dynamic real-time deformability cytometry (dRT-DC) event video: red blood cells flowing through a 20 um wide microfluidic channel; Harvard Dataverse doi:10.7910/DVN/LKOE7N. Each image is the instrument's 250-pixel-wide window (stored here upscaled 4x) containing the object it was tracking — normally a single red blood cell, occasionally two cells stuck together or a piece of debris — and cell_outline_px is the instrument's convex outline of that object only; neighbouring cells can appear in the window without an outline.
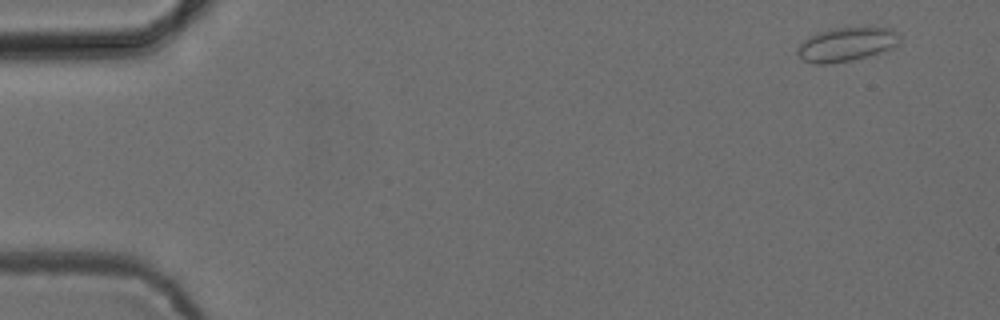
{"species": "common noctule bat (a hibernating species)", "species_latin": "Nyctalus noctula", "temperature_condition": "cold", "stored_images_in_passage": 45, "camera_frame_rate_fps": 3000, "um_per_image_px": 0.085, "animal": {"sex": "female", "body_mass_g": 24.6, "forearm_length_mm": 56.2}, "frame": {"image": 1, "passage_image": 1, "time_ms": 0.0, "image_size_px": [1000, 320], "cell_outline_px": [[900, 40], [896, 48], [852, 60], [828, 64], [812, 64], [804, 60], [796, 52], [796, 48], [804, 40], [816, 32], [828, 28], [892, 28], [900, 32]], "centroid_in_image_um": [71.97, 3.77], "position_along_channel_um": 13.0, "area_um2": 20.46}}
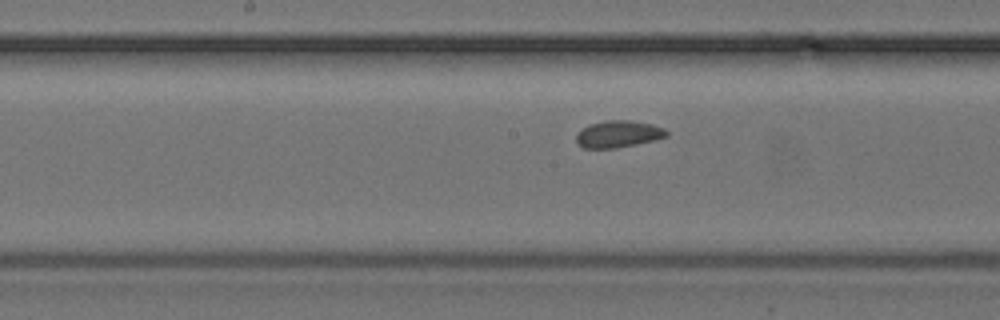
{"frame": {"image": 2, "passage_image": 25, "time_ms": 8.0, "image_size_px": [1000, 320], "cell_outline_px": [[668, 136], [656, 140], [616, 148], [584, 148], [576, 144], [576, 136], [588, 124], [604, 120], [632, 120], [652, 124], [664, 128], [668, 132]], "centroid_in_image_um": [52.57, 11.39], "position_along_channel_um": 195.6, "area_um2": 14.28}}
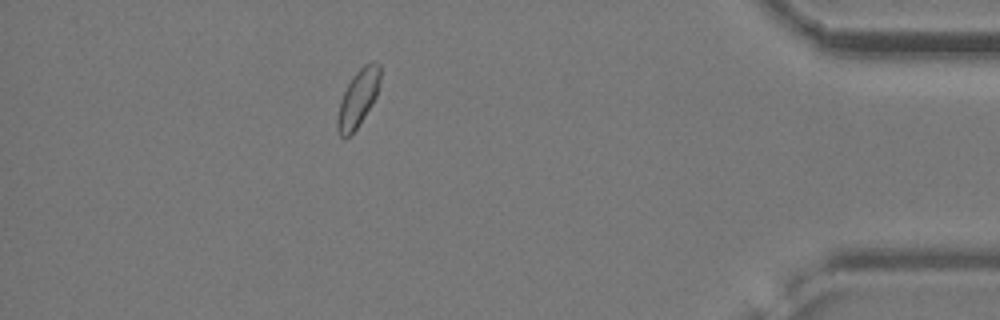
{"frame": {"image": 3, "passage_image": 45, "time_ms": 14.667, "image_size_px": [1000, 320], "cell_outline_px": [[380, 84], [376, 96], [372, 104], [356, 128], [348, 136], [340, 136], [336, 128], [336, 120], [340, 100], [352, 76], [364, 64], [380, 64]], "centroid_in_image_um": [30.41, 8.36], "position_along_channel_um": 404.8, "area_um2": 13.93}}